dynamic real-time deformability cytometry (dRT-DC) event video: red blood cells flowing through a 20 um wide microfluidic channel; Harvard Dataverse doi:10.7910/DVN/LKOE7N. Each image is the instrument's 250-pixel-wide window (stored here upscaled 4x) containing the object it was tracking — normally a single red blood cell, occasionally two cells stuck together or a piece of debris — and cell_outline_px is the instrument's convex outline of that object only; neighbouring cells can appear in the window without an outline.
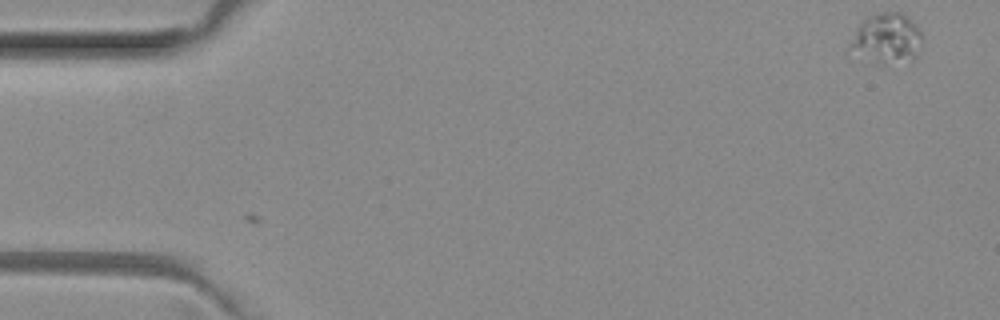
{"species": "common noctule bat (a hibernating species)", "species_latin": "Nyctalus noctula", "temperature_condition": "room temperature", "stored_images_in_passage": 2, "camera_frame_rate_fps": 3000, "um_per_image_px": 0.085, "animal": {"sex": "female", "body_mass_g": 29.2, "forearm_length_mm": 56.3}, "frame": {"image": 1, "passage_image": 2, "time_ms": 0.333, "image_size_px": [1000, 320], "cell_outline_px": [[924, 40], [916, 60], [912, 64], [876, 64], [852, 44], [852, 40], [856, 24], [860, 20], [876, 12], [904, 12], [920, 28], [924, 36]], "centroid_in_image_um": [75.54, 3.25], "position_along_channel_um": 9.5, "area_um2": 21.62}}